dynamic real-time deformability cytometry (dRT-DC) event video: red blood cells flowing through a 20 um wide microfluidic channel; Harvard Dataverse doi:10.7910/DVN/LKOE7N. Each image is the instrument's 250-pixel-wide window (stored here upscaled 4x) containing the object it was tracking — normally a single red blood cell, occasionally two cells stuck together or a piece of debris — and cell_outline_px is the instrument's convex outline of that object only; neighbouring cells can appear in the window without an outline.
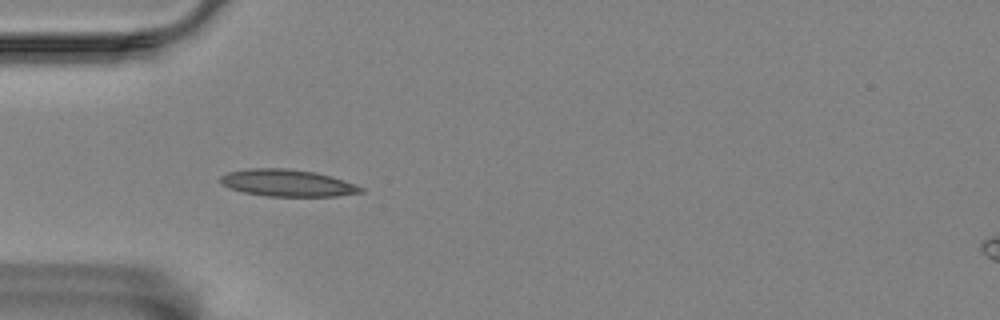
{"species": "Egyptian fruit bat (a non-hibernating species)", "species_latin": "Rousettus aegyptiacus", "temperature_condition": "room temperature", "stored_images_in_passage": 32, "camera_frame_rate_fps": 3000, "um_per_image_px": 0.085, "animal": {"sex": "female"}, "frame": {"image": 1, "passage_image": 1, "time_ms": 0.0, "image_size_px": [1000, 320], "cell_outline_px": [[364, 192], [336, 196], [268, 196], [244, 192], [228, 188], [220, 184], [220, 176], [228, 172], [248, 168], [284, 168], [316, 172], [332, 176], [356, 184], [364, 188]], "centroid_in_image_um": [24.43, 15.55], "position_along_channel_um": 60.6, "area_um2": 22.2}}
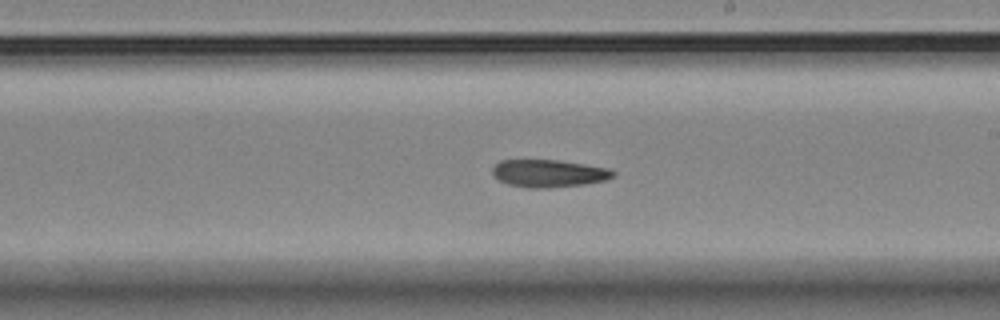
{"frame": {"image": 2, "passage_image": 17, "time_ms": 5.333, "image_size_px": [1000, 320], "cell_outline_px": [[616, 176], [604, 180], [584, 184], [548, 188], [524, 188], [508, 184], [492, 176], [492, 168], [500, 160], [556, 160], [584, 164], [608, 168], [616, 172]], "centroid_in_image_um": [46.62, 14.74], "position_along_channel_um": 242.4, "area_um2": 19.42}}
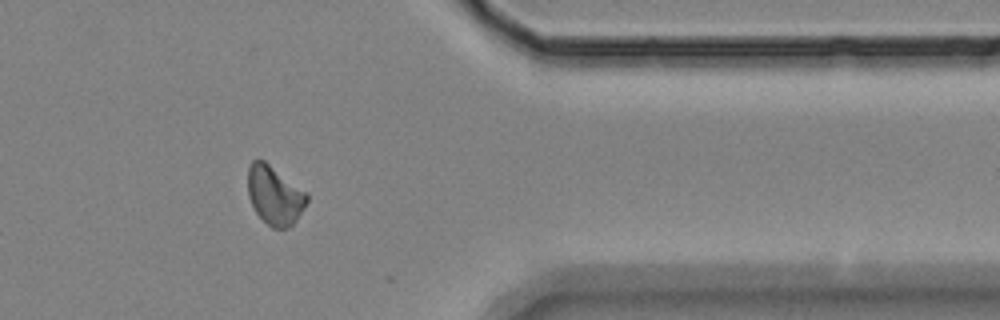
{"frame": {"image": 3, "passage_image": 31, "time_ms": 10.0, "image_size_px": [1000, 320], "cell_outline_px": [[308, 200], [296, 220], [288, 228], [272, 228], [256, 212], [248, 196], [248, 168], [252, 160], [264, 160], [308, 192]], "centroid_in_image_um": [23.35, 16.58], "position_along_channel_um": 388.0, "area_um2": 20.17}}